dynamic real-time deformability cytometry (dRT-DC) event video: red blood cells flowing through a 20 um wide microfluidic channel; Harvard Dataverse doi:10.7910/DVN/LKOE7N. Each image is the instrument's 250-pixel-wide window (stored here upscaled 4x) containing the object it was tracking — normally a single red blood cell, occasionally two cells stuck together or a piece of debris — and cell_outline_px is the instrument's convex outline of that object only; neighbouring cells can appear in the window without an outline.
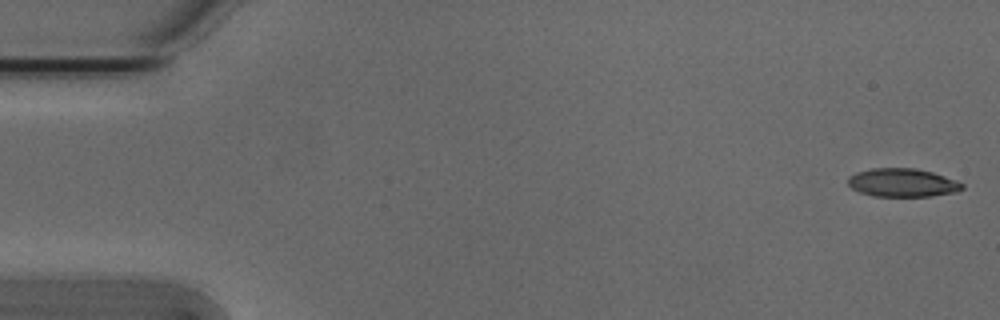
{"species": "Egyptian fruit bat (a non-hibernating species)", "species_latin": "Rousettus aegyptiacus", "temperature_condition": "cold", "stored_images_in_passage": 53, "camera_frame_rate_fps": 3000, "um_per_image_px": 0.085, "animal": {"sex": "male"}, "frame": {"image": 1, "passage_image": 1, "time_ms": 0.0, "image_size_px": [1000, 320], "cell_outline_px": [[964, 188], [956, 192], [932, 196], [872, 196], [860, 192], [852, 188], [848, 184], [848, 176], [856, 172], [872, 168], [916, 168], [932, 172], [956, 180], [964, 184]], "centroid_in_image_um": [76.71, 15.52], "position_along_channel_um": 8.3, "area_um2": 18.96}}
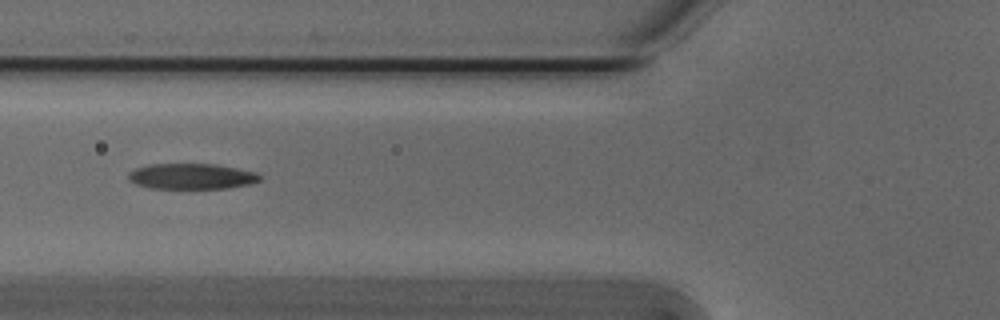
{"frame": {"image": 2, "passage_image": 20, "time_ms": 6.333, "image_size_px": [1000, 320], "cell_outline_px": [[264, 176], [260, 180], [252, 184], [228, 188], [152, 188], [136, 184], [128, 180], [128, 172], [136, 168], [148, 164], [216, 164], [256, 172]], "centroid_in_image_um": [16.31, 14.98], "position_along_channel_um": 109.5, "area_um2": 19.77}}
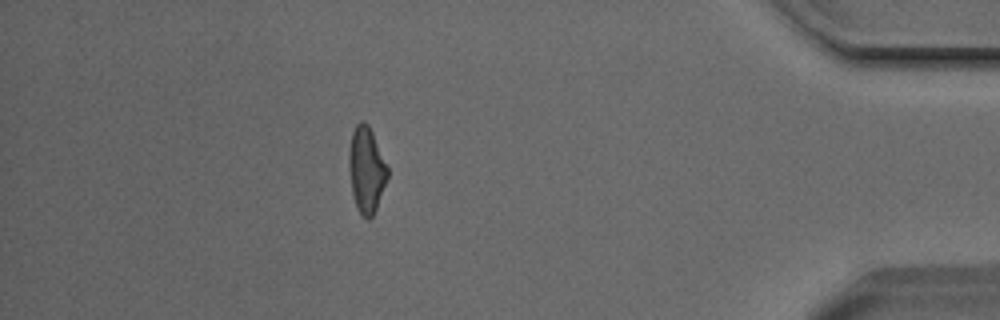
{"frame": {"image": 3, "passage_image": 47, "time_ms": 15.333, "image_size_px": [1000, 320], "cell_outline_px": [[388, 176], [376, 208], [372, 216], [368, 220], [356, 208], [352, 192], [348, 168], [348, 152], [352, 132], [356, 124], [360, 120], [364, 120], [368, 124], [372, 132], [388, 168]], "centroid_in_image_um": [31.12, 14.4], "position_along_channel_um": 404.1, "area_um2": 19.25}, "authors_computed_cell_mechanics": {"area_um2": 19.8832, "velocity_mm_per_s": 3.8127, "shape_relaxation_time_tau1_ms": 6.5865, "shape_relaxation_time_tau2_ms": 3.8371, "deformation_change_tau1": 0.1862, "deformation_change_tau2": 0.1298}}